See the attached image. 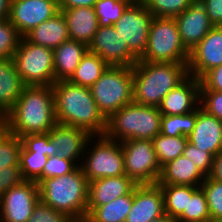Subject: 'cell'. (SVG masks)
Segmentation results:
<instances>
[{"label": "cell", "instance_id": "5", "mask_svg": "<svg viewBox=\"0 0 222 222\" xmlns=\"http://www.w3.org/2000/svg\"><path fill=\"white\" fill-rule=\"evenodd\" d=\"M161 117L159 107L132 102L107 119L104 135L118 142L131 139L152 140L160 133Z\"/></svg>", "mask_w": 222, "mask_h": 222}, {"label": "cell", "instance_id": "6", "mask_svg": "<svg viewBox=\"0 0 222 222\" xmlns=\"http://www.w3.org/2000/svg\"><path fill=\"white\" fill-rule=\"evenodd\" d=\"M100 112L108 119L123 106L133 102V69L108 66L90 87Z\"/></svg>", "mask_w": 222, "mask_h": 222}, {"label": "cell", "instance_id": "48", "mask_svg": "<svg viewBox=\"0 0 222 222\" xmlns=\"http://www.w3.org/2000/svg\"><path fill=\"white\" fill-rule=\"evenodd\" d=\"M209 177L222 183V151L214 157L212 171Z\"/></svg>", "mask_w": 222, "mask_h": 222}, {"label": "cell", "instance_id": "20", "mask_svg": "<svg viewBox=\"0 0 222 222\" xmlns=\"http://www.w3.org/2000/svg\"><path fill=\"white\" fill-rule=\"evenodd\" d=\"M188 142L215 157L222 151V121L199 106L195 127L188 135Z\"/></svg>", "mask_w": 222, "mask_h": 222}, {"label": "cell", "instance_id": "21", "mask_svg": "<svg viewBox=\"0 0 222 222\" xmlns=\"http://www.w3.org/2000/svg\"><path fill=\"white\" fill-rule=\"evenodd\" d=\"M137 184L127 175L105 177L89 182L87 215L96 207L129 194Z\"/></svg>", "mask_w": 222, "mask_h": 222}, {"label": "cell", "instance_id": "33", "mask_svg": "<svg viewBox=\"0 0 222 222\" xmlns=\"http://www.w3.org/2000/svg\"><path fill=\"white\" fill-rule=\"evenodd\" d=\"M211 220L206 195L200 187L192 197H188L187 211L177 222H209Z\"/></svg>", "mask_w": 222, "mask_h": 222}, {"label": "cell", "instance_id": "12", "mask_svg": "<svg viewBox=\"0 0 222 222\" xmlns=\"http://www.w3.org/2000/svg\"><path fill=\"white\" fill-rule=\"evenodd\" d=\"M88 51L96 53L109 66L133 67L139 60L113 25L99 26Z\"/></svg>", "mask_w": 222, "mask_h": 222}, {"label": "cell", "instance_id": "29", "mask_svg": "<svg viewBox=\"0 0 222 222\" xmlns=\"http://www.w3.org/2000/svg\"><path fill=\"white\" fill-rule=\"evenodd\" d=\"M108 66L96 53L87 51L69 81L79 86L90 88Z\"/></svg>", "mask_w": 222, "mask_h": 222}, {"label": "cell", "instance_id": "41", "mask_svg": "<svg viewBox=\"0 0 222 222\" xmlns=\"http://www.w3.org/2000/svg\"><path fill=\"white\" fill-rule=\"evenodd\" d=\"M71 220L63 212L57 211L39 200L28 222H70Z\"/></svg>", "mask_w": 222, "mask_h": 222}, {"label": "cell", "instance_id": "32", "mask_svg": "<svg viewBox=\"0 0 222 222\" xmlns=\"http://www.w3.org/2000/svg\"><path fill=\"white\" fill-rule=\"evenodd\" d=\"M21 138L0 124V169L20 165Z\"/></svg>", "mask_w": 222, "mask_h": 222}, {"label": "cell", "instance_id": "11", "mask_svg": "<svg viewBox=\"0 0 222 222\" xmlns=\"http://www.w3.org/2000/svg\"><path fill=\"white\" fill-rule=\"evenodd\" d=\"M154 16L143 2H131L113 25L126 40L129 49L140 58L147 47L150 25Z\"/></svg>", "mask_w": 222, "mask_h": 222}, {"label": "cell", "instance_id": "30", "mask_svg": "<svg viewBox=\"0 0 222 222\" xmlns=\"http://www.w3.org/2000/svg\"><path fill=\"white\" fill-rule=\"evenodd\" d=\"M160 167L181 156L188 143V136L169 137L159 133L152 139Z\"/></svg>", "mask_w": 222, "mask_h": 222}, {"label": "cell", "instance_id": "52", "mask_svg": "<svg viewBox=\"0 0 222 222\" xmlns=\"http://www.w3.org/2000/svg\"><path fill=\"white\" fill-rule=\"evenodd\" d=\"M209 222H222V219H211Z\"/></svg>", "mask_w": 222, "mask_h": 222}, {"label": "cell", "instance_id": "13", "mask_svg": "<svg viewBox=\"0 0 222 222\" xmlns=\"http://www.w3.org/2000/svg\"><path fill=\"white\" fill-rule=\"evenodd\" d=\"M40 200L38 184L23 181L0 197V222H28Z\"/></svg>", "mask_w": 222, "mask_h": 222}, {"label": "cell", "instance_id": "47", "mask_svg": "<svg viewBox=\"0 0 222 222\" xmlns=\"http://www.w3.org/2000/svg\"><path fill=\"white\" fill-rule=\"evenodd\" d=\"M97 0H58L59 8L94 7Z\"/></svg>", "mask_w": 222, "mask_h": 222}, {"label": "cell", "instance_id": "42", "mask_svg": "<svg viewBox=\"0 0 222 222\" xmlns=\"http://www.w3.org/2000/svg\"><path fill=\"white\" fill-rule=\"evenodd\" d=\"M77 166L70 160L59 155L48 157L47 163L42 172V179L64 176L72 172Z\"/></svg>", "mask_w": 222, "mask_h": 222}, {"label": "cell", "instance_id": "17", "mask_svg": "<svg viewBox=\"0 0 222 222\" xmlns=\"http://www.w3.org/2000/svg\"><path fill=\"white\" fill-rule=\"evenodd\" d=\"M181 41L185 48L190 52L214 27L210 22L204 5L195 0L181 14L174 17Z\"/></svg>", "mask_w": 222, "mask_h": 222}, {"label": "cell", "instance_id": "16", "mask_svg": "<svg viewBox=\"0 0 222 222\" xmlns=\"http://www.w3.org/2000/svg\"><path fill=\"white\" fill-rule=\"evenodd\" d=\"M49 142L52 147V156L59 155L80 166L87 141L91 135L73 126L57 123L49 132Z\"/></svg>", "mask_w": 222, "mask_h": 222}, {"label": "cell", "instance_id": "8", "mask_svg": "<svg viewBox=\"0 0 222 222\" xmlns=\"http://www.w3.org/2000/svg\"><path fill=\"white\" fill-rule=\"evenodd\" d=\"M80 167L89 182L125 175L121 142L109 139L105 135L91 136L87 141Z\"/></svg>", "mask_w": 222, "mask_h": 222}, {"label": "cell", "instance_id": "39", "mask_svg": "<svg viewBox=\"0 0 222 222\" xmlns=\"http://www.w3.org/2000/svg\"><path fill=\"white\" fill-rule=\"evenodd\" d=\"M182 155L189 159L205 176L210 175L214 157L209 152L196 148L188 142Z\"/></svg>", "mask_w": 222, "mask_h": 222}, {"label": "cell", "instance_id": "26", "mask_svg": "<svg viewBox=\"0 0 222 222\" xmlns=\"http://www.w3.org/2000/svg\"><path fill=\"white\" fill-rule=\"evenodd\" d=\"M28 41L48 47L57 48L63 42L69 40L68 27L62 11L48 20H45L24 36Z\"/></svg>", "mask_w": 222, "mask_h": 222}, {"label": "cell", "instance_id": "2", "mask_svg": "<svg viewBox=\"0 0 222 222\" xmlns=\"http://www.w3.org/2000/svg\"><path fill=\"white\" fill-rule=\"evenodd\" d=\"M52 87L57 123L81 128L91 136L105 134L107 119L100 112L90 88L69 80L56 81Z\"/></svg>", "mask_w": 222, "mask_h": 222}, {"label": "cell", "instance_id": "38", "mask_svg": "<svg viewBox=\"0 0 222 222\" xmlns=\"http://www.w3.org/2000/svg\"><path fill=\"white\" fill-rule=\"evenodd\" d=\"M21 38L8 18L0 20V58H12Z\"/></svg>", "mask_w": 222, "mask_h": 222}, {"label": "cell", "instance_id": "44", "mask_svg": "<svg viewBox=\"0 0 222 222\" xmlns=\"http://www.w3.org/2000/svg\"><path fill=\"white\" fill-rule=\"evenodd\" d=\"M23 181L20 166H7L0 169V197L10 188L20 185Z\"/></svg>", "mask_w": 222, "mask_h": 222}, {"label": "cell", "instance_id": "51", "mask_svg": "<svg viewBox=\"0 0 222 222\" xmlns=\"http://www.w3.org/2000/svg\"><path fill=\"white\" fill-rule=\"evenodd\" d=\"M70 222H87V220L86 219L71 220Z\"/></svg>", "mask_w": 222, "mask_h": 222}, {"label": "cell", "instance_id": "43", "mask_svg": "<svg viewBox=\"0 0 222 222\" xmlns=\"http://www.w3.org/2000/svg\"><path fill=\"white\" fill-rule=\"evenodd\" d=\"M200 106L207 113L222 121V92L200 90Z\"/></svg>", "mask_w": 222, "mask_h": 222}, {"label": "cell", "instance_id": "18", "mask_svg": "<svg viewBox=\"0 0 222 222\" xmlns=\"http://www.w3.org/2000/svg\"><path fill=\"white\" fill-rule=\"evenodd\" d=\"M165 215L164 196L158 184L137 185L125 222H151Z\"/></svg>", "mask_w": 222, "mask_h": 222}, {"label": "cell", "instance_id": "14", "mask_svg": "<svg viewBox=\"0 0 222 222\" xmlns=\"http://www.w3.org/2000/svg\"><path fill=\"white\" fill-rule=\"evenodd\" d=\"M59 11L58 0H10L8 19L24 37Z\"/></svg>", "mask_w": 222, "mask_h": 222}, {"label": "cell", "instance_id": "49", "mask_svg": "<svg viewBox=\"0 0 222 222\" xmlns=\"http://www.w3.org/2000/svg\"><path fill=\"white\" fill-rule=\"evenodd\" d=\"M10 0H0V20L9 16Z\"/></svg>", "mask_w": 222, "mask_h": 222}, {"label": "cell", "instance_id": "24", "mask_svg": "<svg viewBox=\"0 0 222 222\" xmlns=\"http://www.w3.org/2000/svg\"><path fill=\"white\" fill-rule=\"evenodd\" d=\"M25 86L12 58H0V121L15 105Z\"/></svg>", "mask_w": 222, "mask_h": 222}, {"label": "cell", "instance_id": "36", "mask_svg": "<svg viewBox=\"0 0 222 222\" xmlns=\"http://www.w3.org/2000/svg\"><path fill=\"white\" fill-rule=\"evenodd\" d=\"M195 0H144L143 4L154 17L174 18Z\"/></svg>", "mask_w": 222, "mask_h": 222}, {"label": "cell", "instance_id": "19", "mask_svg": "<svg viewBox=\"0 0 222 222\" xmlns=\"http://www.w3.org/2000/svg\"><path fill=\"white\" fill-rule=\"evenodd\" d=\"M200 106V80L188 75L162 100L159 110L162 115H183Z\"/></svg>", "mask_w": 222, "mask_h": 222}, {"label": "cell", "instance_id": "27", "mask_svg": "<svg viewBox=\"0 0 222 222\" xmlns=\"http://www.w3.org/2000/svg\"><path fill=\"white\" fill-rule=\"evenodd\" d=\"M134 199V189L116 200L94 208L87 216V222H125Z\"/></svg>", "mask_w": 222, "mask_h": 222}, {"label": "cell", "instance_id": "4", "mask_svg": "<svg viewBox=\"0 0 222 222\" xmlns=\"http://www.w3.org/2000/svg\"><path fill=\"white\" fill-rule=\"evenodd\" d=\"M40 200L72 220L86 219L89 181L80 166L55 178L38 183Z\"/></svg>", "mask_w": 222, "mask_h": 222}, {"label": "cell", "instance_id": "45", "mask_svg": "<svg viewBox=\"0 0 222 222\" xmlns=\"http://www.w3.org/2000/svg\"><path fill=\"white\" fill-rule=\"evenodd\" d=\"M199 80L200 90L222 92V65L207 71Z\"/></svg>", "mask_w": 222, "mask_h": 222}, {"label": "cell", "instance_id": "34", "mask_svg": "<svg viewBox=\"0 0 222 222\" xmlns=\"http://www.w3.org/2000/svg\"><path fill=\"white\" fill-rule=\"evenodd\" d=\"M130 3V0H97L94 10L99 26L114 25Z\"/></svg>", "mask_w": 222, "mask_h": 222}, {"label": "cell", "instance_id": "22", "mask_svg": "<svg viewBox=\"0 0 222 222\" xmlns=\"http://www.w3.org/2000/svg\"><path fill=\"white\" fill-rule=\"evenodd\" d=\"M67 27L69 38L89 45L99 28L94 7L60 8Z\"/></svg>", "mask_w": 222, "mask_h": 222}, {"label": "cell", "instance_id": "46", "mask_svg": "<svg viewBox=\"0 0 222 222\" xmlns=\"http://www.w3.org/2000/svg\"><path fill=\"white\" fill-rule=\"evenodd\" d=\"M206 10L210 22L214 26L222 24V0H199Z\"/></svg>", "mask_w": 222, "mask_h": 222}, {"label": "cell", "instance_id": "23", "mask_svg": "<svg viewBox=\"0 0 222 222\" xmlns=\"http://www.w3.org/2000/svg\"><path fill=\"white\" fill-rule=\"evenodd\" d=\"M205 178L189 159L181 155L161 167L157 184L200 187Z\"/></svg>", "mask_w": 222, "mask_h": 222}, {"label": "cell", "instance_id": "53", "mask_svg": "<svg viewBox=\"0 0 222 222\" xmlns=\"http://www.w3.org/2000/svg\"><path fill=\"white\" fill-rule=\"evenodd\" d=\"M131 2H143L144 0H130Z\"/></svg>", "mask_w": 222, "mask_h": 222}, {"label": "cell", "instance_id": "1", "mask_svg": "<svg viewBox=\"0 0 222 222\" xmlns=\"http://www.w3.org/2000/svg\"><path fill=\"white\" fill-rule=\"evenodd\" d=\"M0 124L20 138L28 134L48 133L57 124L53 87L25 86Z\"/></svg>", "mask_w": 222, "mask_h": 222}, {"label": "cell", "instance_id": "50", "mask_svg": "<svg viewBox=\"0 0 222 222\" xmlns=\"http://www.w3.org/2000/svg\"><path fill=\"white\" fill-rule=\"evenodd\" d=\"M151 222H177V221L173 219L172 217L168 216L167 214H165L162 217L155 219Z\"/></svg>", "mask_w": 222, "mask_h": 222}, {"label": "cell", "instance_id": "37", "mask_svg": "<svg viewBox=\"0 0 222 222\" xmlns=\"http://www.w3.org/2000/svg\"><path fill=\"white\" fill-rule=\"evenodd\" d=\"M200 187L206 195L211 219H222V183L206 176Z\"/></svg>", "mask_w": 222, "mask_h": 222}, {"label": "cell", "instance_id": "7", "mask_svg": "<svg viewBox=\"0 0 222 222\" xmlns=\"http://www.w3.org/2000/svg\"><path fill=\"white\" fill-rule=\"evenodd\" d=\"M189 55L181 41L175 18L154 17L146 50L138 61L188 63Z\"/></svg>", "mask_w": 222, "mask_h": 222}, {"label": "cell", "instance_id": "25", "mask_svg": "<svg viewBox=\"0 0 222 222\" xmlns=\"http://www.w3.org/2000/svg\"><path fill=\"white\" fill-rule=\"evenodd\" d=\"M87 51V45L71 39L53 49L55 82L69 80Z\"/></svg>", "mask_w": 222, "mask_h": 222}, {"label": "cell", "instance_id": "10", "mask_svg": "<svg viewBox=\"0 0 222 222\" xmlns=\"http://www.w3.org/2000/svg\"><path fill=\"white\" fill-rule=\"evenodd\" d=\"M125 175L137 185L157 184L161 167L152 140L131 139L121 142Z\"/></svg>", "mask_w": 222, "mask_h": 222}, {"label": "cell", "instance_id": "28", "mask_svg": "<svg viewBox=\"0 0 222 222\" xmlns=\"http://www.w3.org/2000/svg\"><path fill=\"white\" fill-rule=\"evenodd\" d=\"M164 196V212L177 220L187 211L188 197L200 188L187 185H159Z\"/></svg>", "mask_w": 222, "mask_h": 222}, {"label": "cell", "instance_id": "15", "mask_svg": "<svg viewBox=\"0 0 222 222\" xmlns=\"http://www.w3.org/2000/svg\"><path fill=\"white\" fill-rule=\"evenodd\" d=\"M222 65V30L214 26L190 51L188 74L200 79L207 71Z\"/></svg>", "mask_w": 222, "mask_h": 222}, {"label": "cell", "instance_id": "31", "mask_svg": "<svg viewBox=\"0 0 222 222\" xmlns=\"http://www.w3.org/2000/svg\"><path fill=\"white\" fill-rule=\"evenodd\" d=\"M196 120L197 109L183 115H162L160 133L169 137L188 136L193 131Z\"/></svg>", "mask_w": 222, "mask_h": 222}, {"label": "cell", "instance_id": "40", "mask_svg": "<svg viewBox=\"0 0 222 222\" xmlns=\"http://www.w3.org/2000/svg\"><path fill=\"white\" fill-rule=\"evenodd\" d=\"M21 152H44V155L52 156V145L49 142V133L28 134L21 137Z\"/></svg>", "mask_w": 222, "mask_h": 222}, {"label": "cell", "instance_id": "3", "mask_svg": "<svg viewBox=\"0 0 222 222\" xmlns=\"http://www.w3.org/2000/svg\"><path fill=\"white\" fill-rule=\"evenodd\" d=\"M188 63L138 61L133 67V102L159 107L188 74Z\"/></svg>", "mask_w": 222, "mask_h": 222}, {"label": "cell", "instance_id": "35", "mask_svg": "<svg viewBox=\"0 0 222 222\" xmlns=\"http://www.w3.org/2000/svg\"><path fill=\"white\" fill-rule=\"evenodd\" d=\"M48 156L44 152H21L20 169L24 181H34L37 184L42 180V172Z\"/></svg>", "mask_w": 222, "mask_h": 222}, {"label": "cell", "instance_id": "9", "mask_svg": "<svg viewBox=\"0 0 222 222\" xmlns=\"http://www.w3.org/2000/svg\"><path fill=\"white\" fill-rule=\"evenodd\" d=\"M12 60L26 86L54 84L53 49L36 45L22 37Z\"/></svg>", "mask_w": 222, "mask_h": 222}]
</instances>
